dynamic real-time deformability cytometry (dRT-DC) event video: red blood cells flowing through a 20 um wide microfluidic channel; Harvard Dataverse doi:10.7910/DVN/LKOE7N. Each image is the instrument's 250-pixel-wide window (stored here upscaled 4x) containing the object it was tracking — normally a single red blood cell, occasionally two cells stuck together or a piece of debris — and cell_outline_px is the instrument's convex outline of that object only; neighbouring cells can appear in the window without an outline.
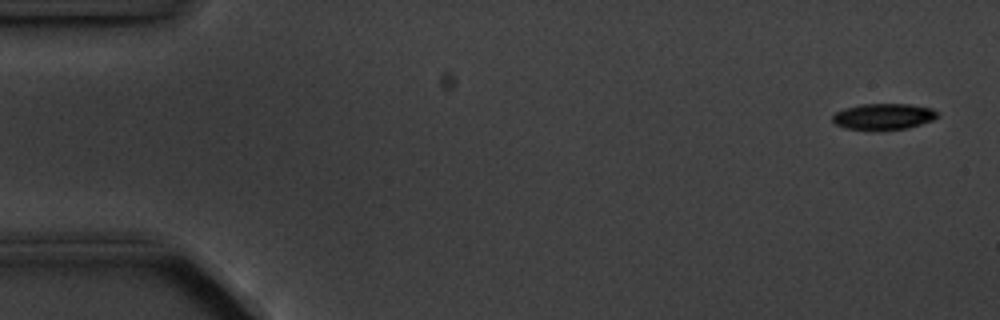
{"species": "common noctule bat (a hibernating species)", "species_latin": "Nyctalus noctula", "temperature_condition": "cold", "stored_images_in_passage": 4, "camera_frame_rate_fps": 3000, "um_per_image_px": 0.085, "animal": {"sex": "male", "body_mass_g": 20.1, "forearm_length_mm": 53.5}, "frame": {"image": 1, "passage_image": 1, "time_ms": 0.0, "image_size_px": [1000, 320], "cell_outline_px": [[940, 116], [932, 120], [908, 128], [876, 132], [848, 128], [836, 124], [832, 120], [832, 116], [836, 112], [844, 108], [860, 104], [908, 104], [932, 108], [940, 112]], "centroid_in_image_um": [75.12, 9.92], "position_along_channel_um": 9.9, "area_um2": 16.42}}
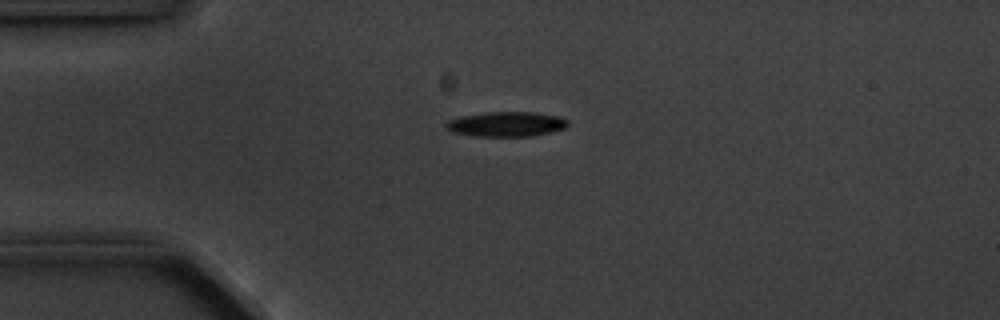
{"frame": {"image": 2, "passage_image": 4, "time_ms": 3.667, "image_size_px": [1000, 320], "cell_outline_px": [[568, 124], [564, 128], [552, 132], [532, 136], [472, 136], [452, 132], [444, 128], [444, 124], [448, 120], [460, 116], [484, 112], [536, 112], [560, 116], [568, 120]], "centroid_in_image_um": [43.01, 10.55], "position_along_channel_um": 42.0, "area_um2": 17.92}}